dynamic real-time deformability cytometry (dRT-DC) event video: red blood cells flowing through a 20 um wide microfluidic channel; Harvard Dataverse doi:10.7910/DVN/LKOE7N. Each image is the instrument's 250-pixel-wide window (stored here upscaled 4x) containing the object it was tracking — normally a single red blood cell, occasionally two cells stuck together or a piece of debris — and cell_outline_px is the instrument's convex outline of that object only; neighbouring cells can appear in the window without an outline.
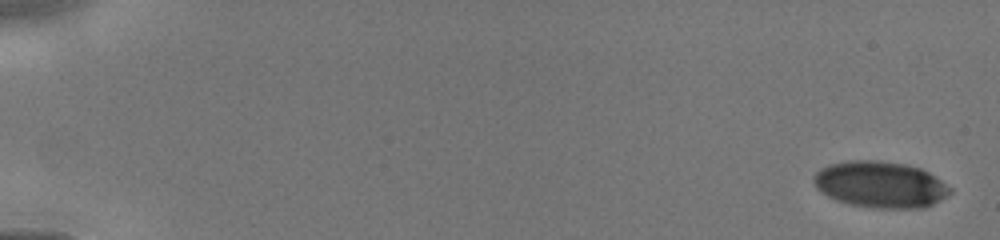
{"species": "human", "species_latin": "Homo sapiens", "temperature_condition": "cold", "stored_images_in_passage": 21, "camera_frame_rate_fps": 3000, "um_per_image_px": 0.085, "donor": {"sex": "male"}, "frame": {"image": 1, "passage_image": 1, "time_ms": 0.0, "image_size_px": [1000, 240], "cell_outline_px": [[952, 192], [940, 200], [924, 208], [872, 208], [848, 204], [836, 200], [828, 196], [816, 188], [812, 180], [812, 176], [820, 168], [828, 164], [848, 160], [880, 160], [908, 164], [920, 168], [928, 172], [952, 188]], "centroid_in_image_um": [74.8, 15.68], "position_along_channel_um": 10.2, "area_um2": 37.22}}
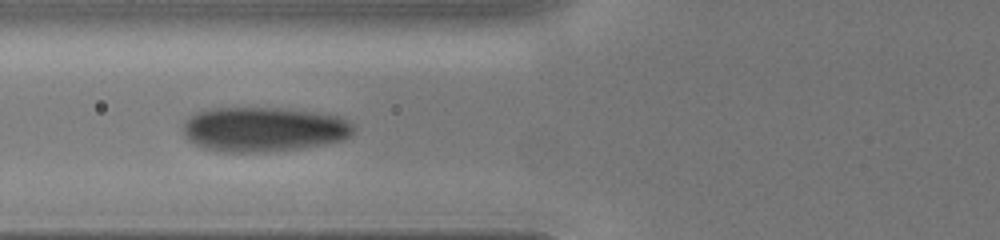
{"frame": {"image": 2, "passage_image": 15, "time_ms": 6.0, "image_size_px": [1000, 240], "cell_outline_px": [[356, 128], [352, 136], [344, 140], [324, 144], [300, 148], [264, 152], [224, 152], [200, 148], [192, 144], [188, 140], [184, 132], [184, 124], [196, 112], [212, 108], [280, 108], [312, 112], [340, 116], [352, 124]], "centroid_in_image_um": [22.43, 11.0], "position_along_channel_um": 103.4, "area_um2": 44.51}}
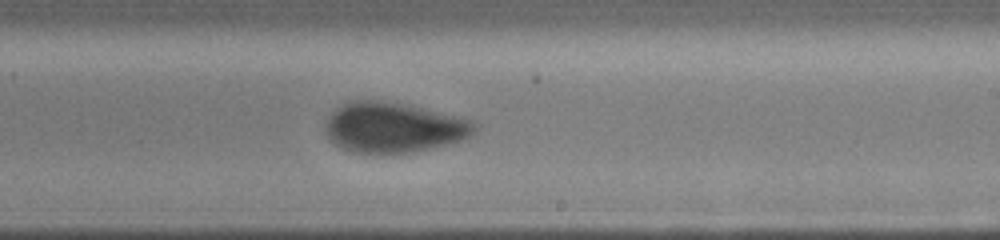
{"frame": {"image": 3, "passage_image": 21, "time_ms": 9.333, "image_size_px": [1000, 240], "cell_outline_px": [[476, 132], [460, 140], [428, 148], [408, 152], [356, 152], [340, 148], [324, 132], [324, 124], [328, 116], [336, 108], [348, 100], [380, 100], [408, 104], [472, 120], [476, 124]], "centroid_in_image_um": [33.4, 10.8], "position_along_channel_um": 255.6, "area_um2": 43.29}}